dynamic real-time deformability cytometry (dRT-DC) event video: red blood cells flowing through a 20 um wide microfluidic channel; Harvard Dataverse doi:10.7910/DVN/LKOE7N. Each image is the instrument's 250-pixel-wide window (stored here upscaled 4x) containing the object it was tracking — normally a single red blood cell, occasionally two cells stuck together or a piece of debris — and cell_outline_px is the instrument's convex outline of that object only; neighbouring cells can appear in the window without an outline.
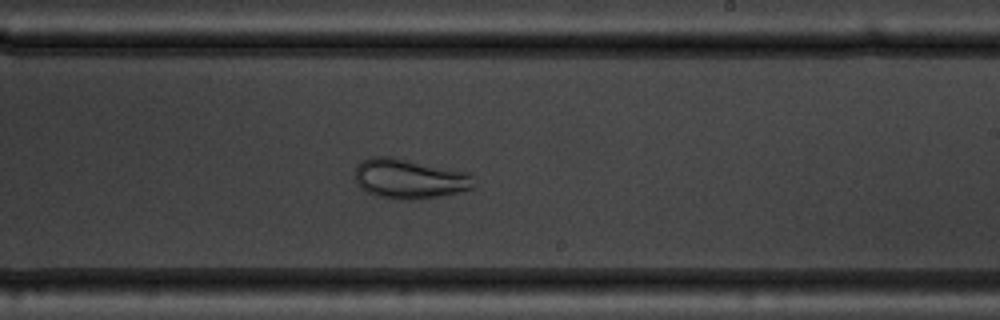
{"species": "common noctule bat (a hibernating species)", "species_latin": "Nyctalus noctula", "temperature_condition": "warm", "stored_images_in_passage": 52, "camera_frame_rate_fps": 3000, "um_per_image_px": 0.085, "animal": {"sex": "male", "body_mass_g": 19.5, "forearm_length_mm": 54.6}, "frame": {"image": 1, "passage_image": 30, "time_ms": 9.667, "image_size_px": [1000, 320], "cell_outline_px": [[472, 188], [440, 196], [416, 200], [392, 200], [376, 196], [360, 188], [356, 184], [356, 164], [372, 156], [392, 156], [468, 172]], "centroid_in_image_um": [34.71, 15.2], "position_along_channel_um": 254.3, "area_um2": 27.57}}